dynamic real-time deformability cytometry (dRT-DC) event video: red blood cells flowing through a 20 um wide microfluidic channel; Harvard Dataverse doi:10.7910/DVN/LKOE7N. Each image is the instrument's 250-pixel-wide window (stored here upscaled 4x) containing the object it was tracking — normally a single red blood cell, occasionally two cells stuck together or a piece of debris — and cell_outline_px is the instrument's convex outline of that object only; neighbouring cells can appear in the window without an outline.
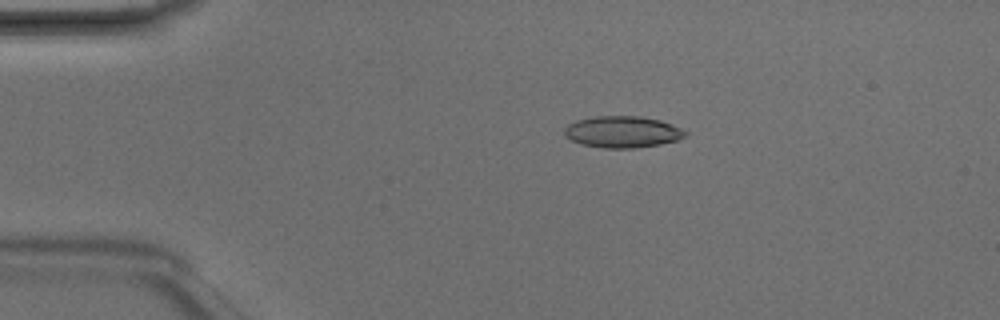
{"species": "Egyptian fruit bat (a non-hibernating species)", "species_latin": "Rousettus aegyptiacus", "temperature_condition": "room temperature", "stored_images_in_passage": 3, "camera_frame_rate_fps": 3000, "um_per_image_px": 0.085, "animal": {"sex": "male"}, "frame": {"image": 1, "passage_image": 2, "time_ms": 0.333, "image_size_px": [1000, 320], "cell_outline_px": [[688, 136], [676, 140], [660, 144], [636, 148], [604, 148], [580, 144], [564, 136], [564, 128], [568, 124], [576, 120], [596, 116], [640, 116], [660, 120], [672, 124], [688, 132]], "centroid_in_image_um": [52.91, 11.21], "position_along_channel_um": 32.1, "area_um2": 22.37}}